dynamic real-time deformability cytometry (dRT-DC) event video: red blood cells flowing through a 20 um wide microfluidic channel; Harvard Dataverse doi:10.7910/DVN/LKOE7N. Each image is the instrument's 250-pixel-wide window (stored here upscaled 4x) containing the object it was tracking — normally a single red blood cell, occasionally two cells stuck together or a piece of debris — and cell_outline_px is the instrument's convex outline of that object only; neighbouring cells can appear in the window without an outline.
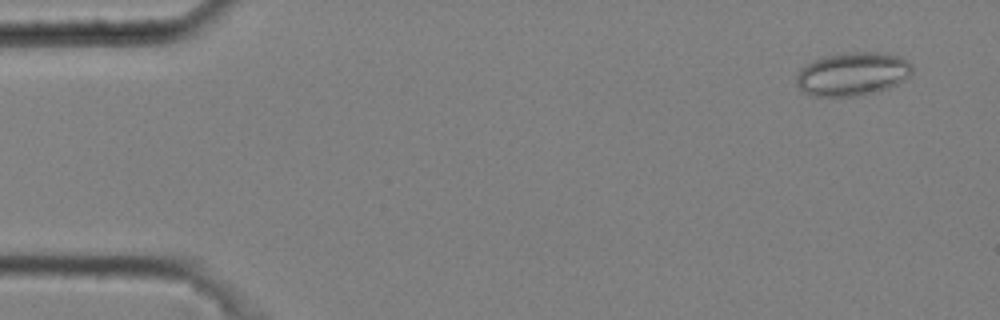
{"species": "common noctule bat (a hibernating species)", "species_latin": "Nyctalus noctula", "temperature_condition": "cold", "stored_images_in_passage": 10, "camera_frame_rate_fps": 3000, "um_per_image_px": 0.085, "animal": {"sex": "male", "body_mass_g": 20.4}, "frame": {"image": 1, "passage_image": 1, "time_ms": 0.0, "image_size_px": [1000, 320], "cell_outline_px": [[912, 72], [904, 80], [880, 92], [856, 96], [812, 96], [804, 92], [796, 84], [796, 76], [800, 68], [812, 60], [824, 56], [840, 52], [888, 52], [900, 56], [908, 60], [912, 64]], "centroid_in_image_um": [72.47, 6.27], "position_along_channel_um": 12.5, "area_um2": 29.88}}
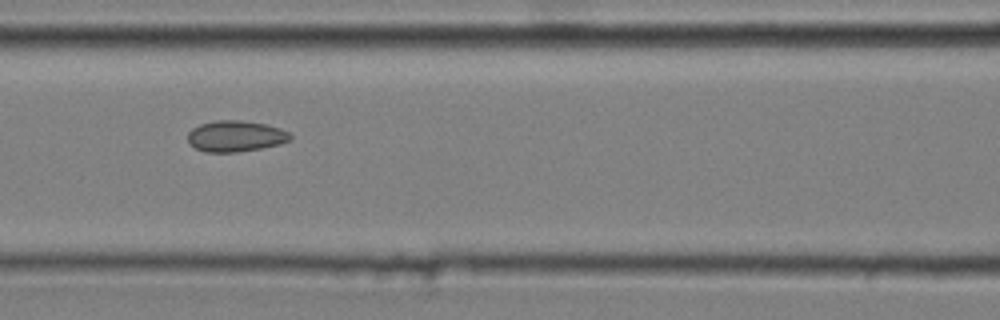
{"frame": {"image": 2, "passage_image": 6, "time_ms": 1.667, "image_size_px": [1000, 320], "cell_outline_px": [[292, 140], [280, 144], [260, 148], [236, 152], [204, 152], [196, 148], [188, 140], [188, 132], [192, 128], [200, 124], [216, 120], [240, 120], [264, 124], [280, 128], [288, 132], [292, 136]], "centroid_in_image_um": [20.03, 11.57], "position_along_channel_um": 146.6, "area_um2": 18.5}}
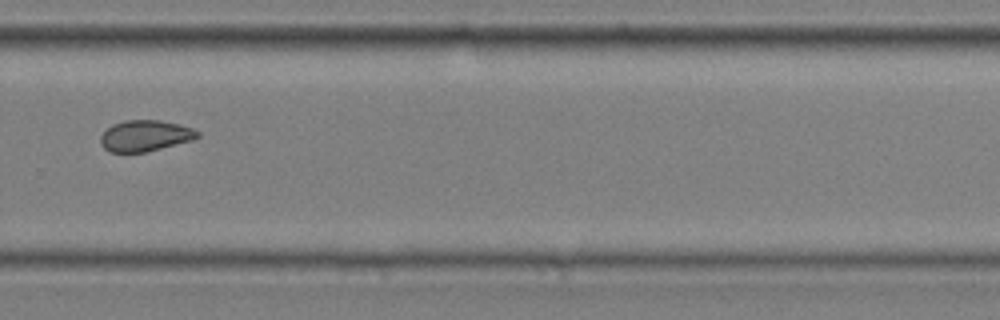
{"frame": {"image": 3, "passage_image": 10, "time_ms": 3.0, "image_size_px": [1000, 320], "cell_outline_px": [[200, 136], [192, 140], [144, 152], [108, 152], [100, 144], [100, 136], [112, 124], [124, 120], [160, 120], [180, 124], [192, 128], [200, 132]], "centroid_in_image_um": [12.32, 11.53], "position_along_channel_um": 317.5, "area_um2": 17.57}}